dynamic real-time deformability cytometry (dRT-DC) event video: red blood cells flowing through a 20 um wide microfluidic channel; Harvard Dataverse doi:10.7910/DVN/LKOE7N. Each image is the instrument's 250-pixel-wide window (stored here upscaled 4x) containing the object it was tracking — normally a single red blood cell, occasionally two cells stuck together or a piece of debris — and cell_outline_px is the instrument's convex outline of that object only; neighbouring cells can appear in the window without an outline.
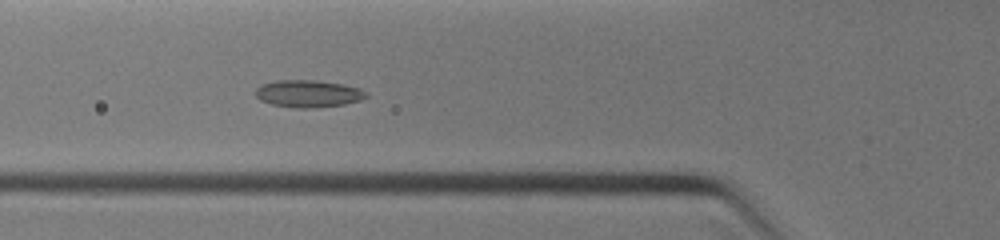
{"species": "common noctule bat (a hibernating species)", "species_latin": "Nyctalus noctula", "temperature_condition": "warm", "stored_images_in_passage": 37, "camera_frame_rate_fps": 3000, "um_per_image_px": 0.085, "animal": {"sex": "female", "body_mass_g": 19.0, "forearm_length_mm": 51.5}, "frame": {"image": 1, "passage_image": 8, "time_ms": 3.667, "image_size_px": [1000, 240], "cell_outline_px": [[368, 96], [360, 100], [344, 104], [312, 108], [292, 108], [272, 104], [260, 100], [256, 96], [256, 88], [260, 84], [276, 80], [316, 80], [344, 84], [360, 88], [368, 92]], "centroid_in_image_um": [26.2, 7.95], "position_along_channel_um": 99.6, "area_um2": 17.74}}
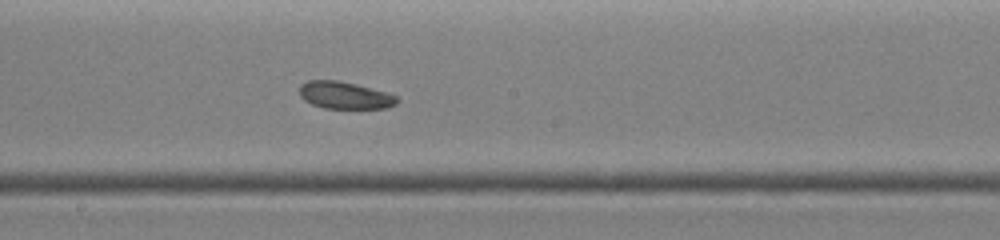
{"frame": {"image": 2, "passage_image": 13, "time_ms": 6.0, "image_size_px": [1000, 240], "cell_outline_px": [[400, 100], [396, 104], [388, 108], [324, 108], [312, 104], [304, 100], [300, 96], [300, 84], [308, 80], [336, 80], [356, 84], [384, 92], [396, 96]], "centroid_in_image_um": [29.29, 8.1], "position_along_channel_um": 218.9, "area_um2": 15.37}}
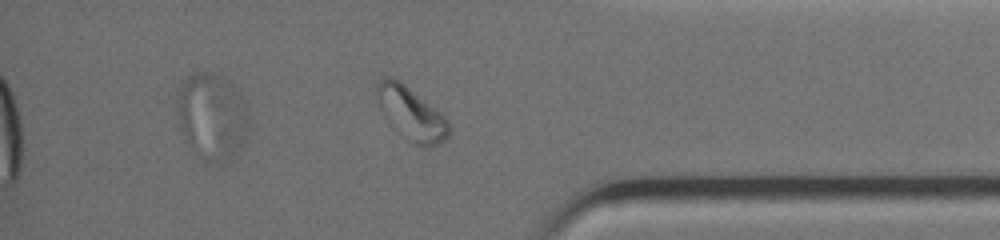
{"frame": {"image": 3, "passage_image": 27, "time_ms": 9.667, "image_size_px": [1000, 240], "cell_outline_px": [[452, 132], [444, 140], [432, 148], [424, 148], [412, 144], [404, 140], [388, 124], [380, 108], [376, 92], [376, 80], [384, 76], [392, 76], [400, 80], [440, 112], [448, 120], [452, 128]], "centroid_in_image_um": [34.94, 9.69], "position_along_channel_um": 400.3, "area_um2": 23.18}}